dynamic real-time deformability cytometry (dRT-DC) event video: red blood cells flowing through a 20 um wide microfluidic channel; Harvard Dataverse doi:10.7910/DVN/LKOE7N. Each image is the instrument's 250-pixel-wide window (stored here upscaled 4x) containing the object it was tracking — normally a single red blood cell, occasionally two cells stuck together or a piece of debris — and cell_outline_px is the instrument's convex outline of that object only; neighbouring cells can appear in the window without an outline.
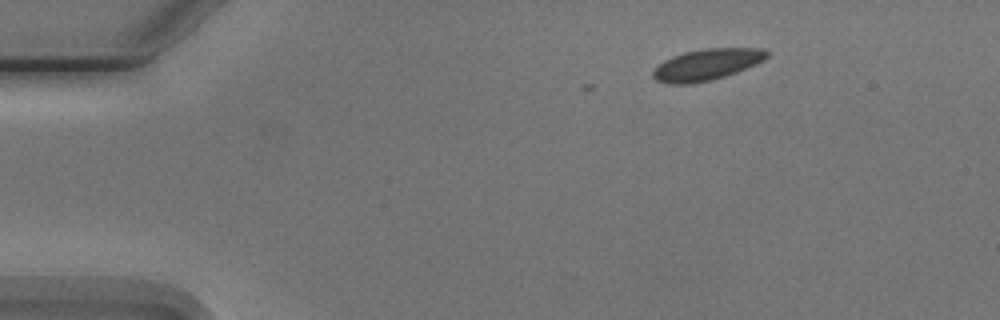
{"species": "Egyptian fruit bat (a non-hibernating species)", "species_latin": "Rousettus aegyptiacus", "temperature_condition": "cold", "stored_images_in_passage": 6, "camera_frame_rate_fps": 3000, "um_per_image_px": 0.085, "animal": {"sex": "male"}, "frame": {"image": 1, "passage_image": 1, "time_ms": 0.0, "image_size_px": [1000, 320], "cell_outline_px": [[768, 56], [764, 60], [756, 64], [736, 72], [724, 76], [692, 84], [668, 84], [656, 80], [652, 76], [652, 72], [664, 60], [672, 56], [684, 52], [704, 48], [764, 48], [768, 52]], "centroid_in_image_um": [60.07, 5.48], "position_along_channel_um": 24.9, "area_um2": 20.69}}
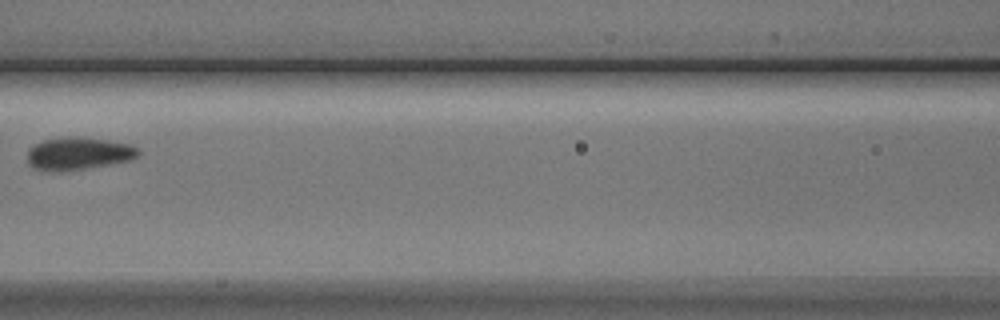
{"frame": {"image": 2, "passage_image": 5, "time_ms": 5.667, "image_size_px": [1000, 320], "cell_outline_px": [[140, 152], [132, 160], [60, 172], [32, 168], [28, 164], [28, 148], [44, 140], [68, 136], [104, 140], [132, 144]], "centroid_in_image_um": [6.64, 13.05], "position_along_channel_um": 160.0, "area_um2": 20.81}}
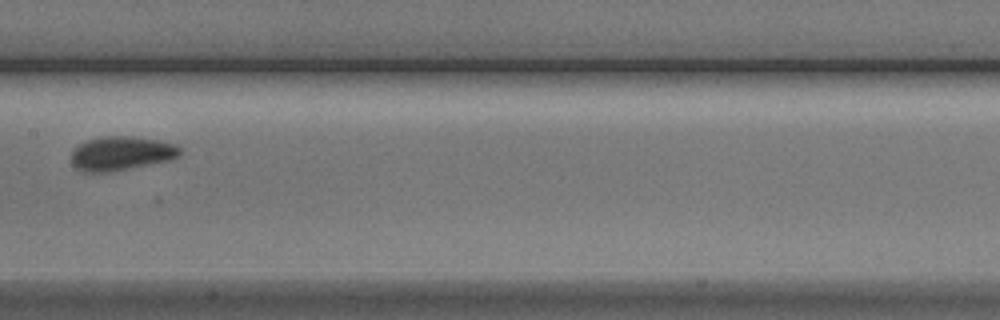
{"frame": {"image": 3, "passage_image": 6, "time_ms": 6.667, "image_size_px": [1000, 320], "cell_outline_px": [[180, 156], [172, 160], [108, 172], [84, 172], [76, 168], [72, 164], [72, 152], [84, 140], [100, 136], [132, 136], [160, 140], [176, 144], [180, 148]], "centroid_in_image_um": [10.33, 13.02], "position_along_channel_um": 197.1, "area_um2": 21.73}}